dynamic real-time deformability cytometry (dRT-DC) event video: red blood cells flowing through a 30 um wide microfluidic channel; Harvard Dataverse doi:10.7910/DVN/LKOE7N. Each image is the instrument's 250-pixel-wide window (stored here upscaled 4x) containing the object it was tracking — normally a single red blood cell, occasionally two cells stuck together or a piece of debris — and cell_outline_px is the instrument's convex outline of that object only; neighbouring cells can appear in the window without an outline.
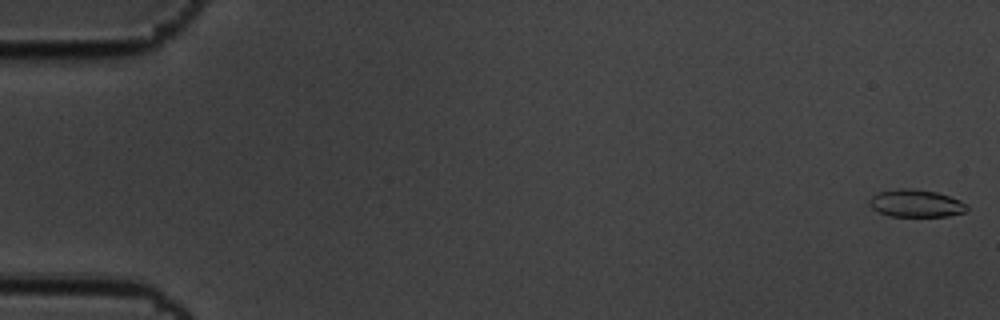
{"species": "common noctule bat (a hibernating species)", "species_latin": "Nyctalus noctula", "temperature_condition": "cold", "stored_images_in_passage": 59, "camera_frame_rate_fps": 3000, "um_per_image_px": 0.085, "animal": {"sex": "male", "body_mass_g": 19.5, "forearm_length_mm": 54.6}, "frame": {"image": 1, "passage_image": 1, "time_ms": 0.0, "image_size_px": [1000, 320], "cell_outline_px": [[968, 208], [964, 212], [948, 216], [888, 216], [872, 208], [868, 204], [868, 200], [872, 196], [880, 192], [900, 188], [912, 188], [936, 192], [960, 200]], "centroid_in_image_um": [77.82, 17.28], "position_along_channel_um": 7.2, "area_um2": 15.49}}
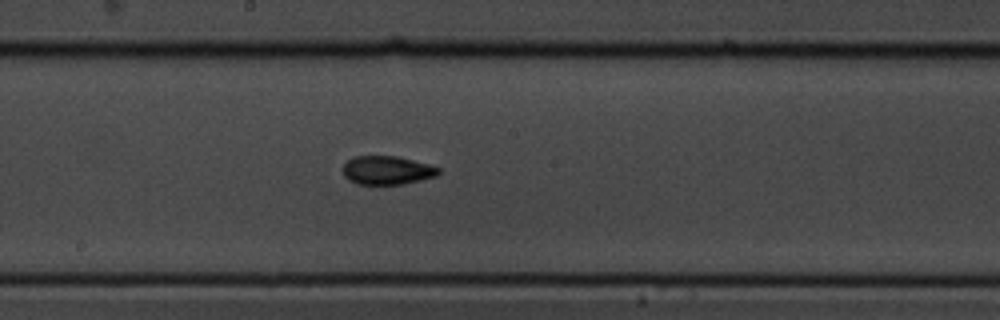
{"frame": {"image": 2, "passage_image": 32, "time_ms": 10.333, "image_size_px": [1000, 320], "cell_outline_px": [[440, 172], [436, 176], [404, 184], [356, 184], [348, 180], [344, 176], [344, 164], [352, 156], [396, 156], [428, 164], [440, 168]], "centroid_in_image_um": [32.89, 14.47], "position_along_channel_um": 215.3, "area_um2": 15.9}}
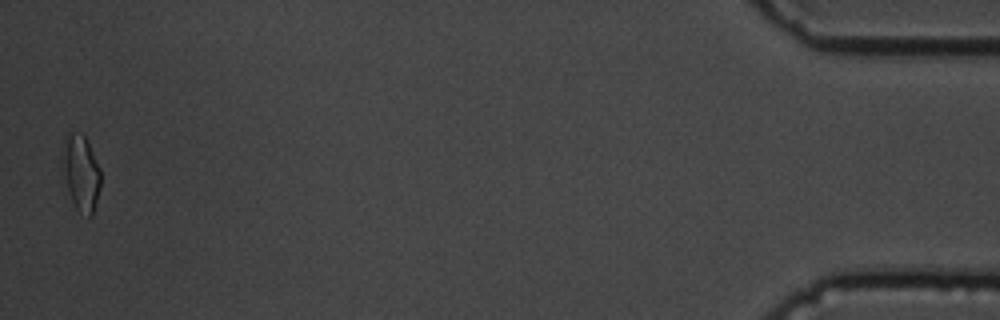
{"frame": {"image": 3, "passage_image": 58, "time_ms": 19.0, "image_size_px": [1000, 320], "cell_outline_px": [[100, 188], [92, 216], [88, 216], [76, 208], [60, 180], [60, 156], [64, 136], [68, 132], [80, 132], [84, 136], [100, 168]], "centroid_in_image_um": [6.78, 14.66], "position_along_channel_um": 428.4, "area_um2": 17.74}, "authors_computed_cell_mechanics": {"area_um2": 15.895, "velocity_mm_per_s": 3.4579, "shape_relaxation_time_tau1_ms": 7.1427, "shape_relaxation_time_tau2_ms": 1.3226, "deformation_change_tau1": 0.1835, "deformation_change_tau2": 0.054}}